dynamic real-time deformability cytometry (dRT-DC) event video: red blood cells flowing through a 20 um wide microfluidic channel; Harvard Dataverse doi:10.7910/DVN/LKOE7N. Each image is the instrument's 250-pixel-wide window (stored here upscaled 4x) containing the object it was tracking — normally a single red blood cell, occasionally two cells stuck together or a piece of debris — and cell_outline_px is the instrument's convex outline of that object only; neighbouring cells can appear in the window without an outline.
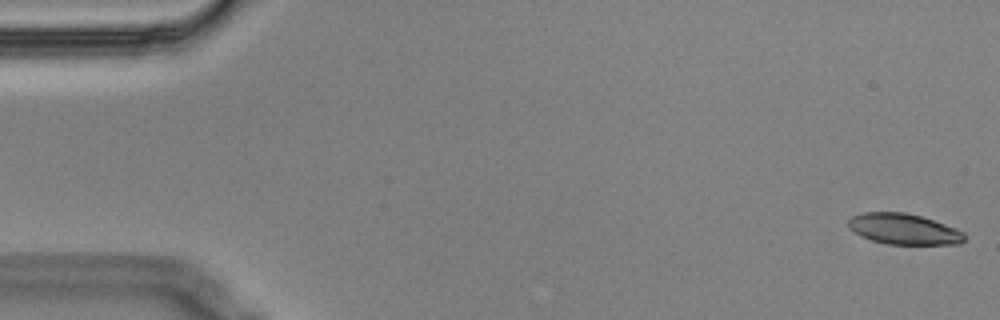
{"species": "Egyptian fruit bat (a non-hibernating species)", "species_latin": "Rousettus aegyptiacus", "temperature_condition": "cold", "stored_images_in_passage": 5, "camera_frame_rate_fps": 3000, "um_per_image_px": 0.085, "animal": {"sex": "male"}, "frame": {"image": 1, "passage_image": 1, "time_ms": 0.0, "image_size_px": [1000, 320], "cell_outline_px": [[968, 236], [960, 244], [888, 244], [872, 240], [860, 236], [848, 228], [848, 220], [852, 216], [864, 212], [904, 212], [920, 216], [956, 228], [964, 232]], "centroid_in_image_um": [76.82, 19.47], "position_along_channel_um": 8.2, "area_um2": 20.87}}
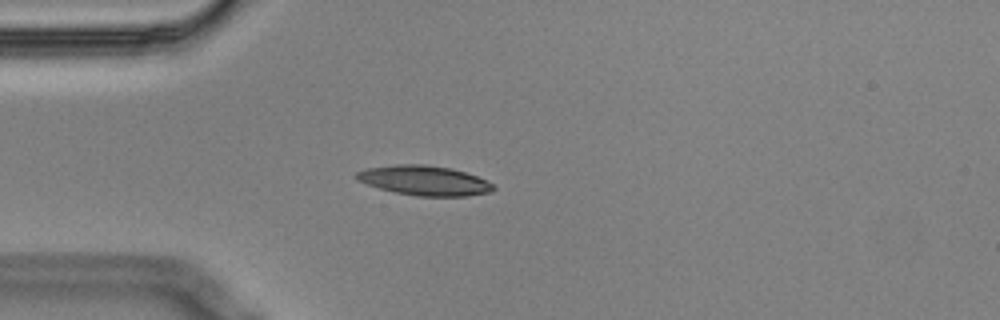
{"frame": {"image": 2, "passage_image": 5, "time_ms": 1.333, "image_size_px": [1000, 320], "cell_outline_px": [[496, 188], [492, 192], [468, 196], [416, 196], [396, 192], [380, 188], [356, 180], [356, 172], [368, 168], [396, 164], [424, 164], [452, 168], [476, 176], [492, 184]], "centroid_in_image_um": [36.08, 15.34], "position_along_channel_um": 48.9, "area_um2": 23.58}}